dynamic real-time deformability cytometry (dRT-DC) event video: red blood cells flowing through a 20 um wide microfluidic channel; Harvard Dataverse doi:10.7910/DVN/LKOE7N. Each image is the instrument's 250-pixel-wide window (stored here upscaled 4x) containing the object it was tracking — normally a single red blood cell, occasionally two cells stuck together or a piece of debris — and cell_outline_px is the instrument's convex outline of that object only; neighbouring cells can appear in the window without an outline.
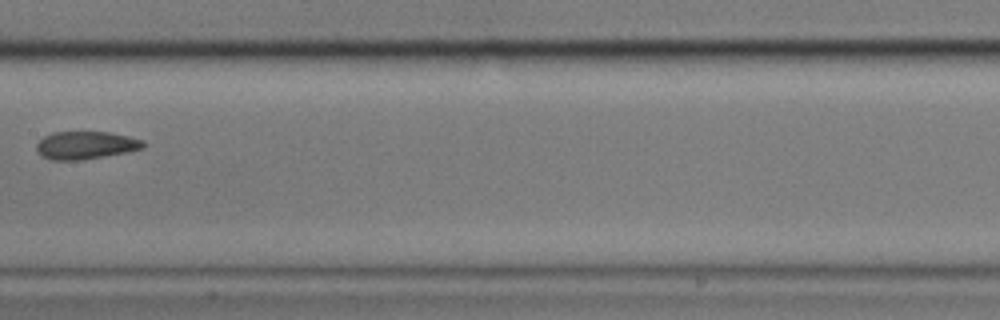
{"species": "common noctule bat (a hibernating species)", "species_latin": "Nyctalus noctula", "temperature_condition": "cold", "stored_images_in_passage": 8, "camera_frame_rate_fps": 3000, "um_per_image_px": 0.085, "animal": {"sex": "male", "body_mass_g": 17.9}, "frame": {"image": 1, "passage_image": 7, "time_ms": 7.0, "image_size_px": [1000, 320], "cell_outline_px": [[148, 144], [144, 148], [128, 152], [84, 160], [52, 160], [40, 156], [36, 152], [36, 144], [44, 136], [52, 132], [108, 132], [128, 136], [144, 140]], "centroid_in_image_um": [7.3, 12.35], "position_along_channel_um": 200.1, "area_um2": 17.63}}